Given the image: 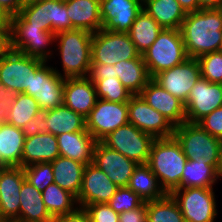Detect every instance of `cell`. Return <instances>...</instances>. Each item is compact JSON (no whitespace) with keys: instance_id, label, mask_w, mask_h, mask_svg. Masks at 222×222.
<instances>
[{"instance_id":"816d5d0a","label":"cell","mask_w":222,"mask_h":222,"mask_svg":"<svg viewBox=\"0 0 222 222\" xmlns=\"http://www.w3.org/2000/svg\"><path fill=\"white\" fill-rule=\"evenodd\" d=\"M185 13L196 12L202 9L198 0H177Z\"/></svg>"},{"instance_id":"b9f144b4","label":"cell","mask_w":222,"mask_h":222,"mask_svg":"<svg viewBox=\"0 0 222 222\" xmlns=\"http://www.w3.org/2000/svg\"><path fill=\"white\" fill-rule=\"evenodd\" d=\"M83 209L89 215L91 222H119V214L107 203L86 205Z\"/></svg>"},{"instance_id":"836d02e7","label":"cell","mask_w":222,"mask_h":222,"mask_svg":"<svg viewBox=\"0 0 222 222\" xmlns=\"http://www.w3.org/2000/svg\"><path fill=\"white\" fill-rule=\"evenodd\" d=\"M217 182V170L209 164L187 160L178 188H213Z\"/></svg>"},{"instance_id":"60d3db41","label":"cell","mask_w":222,"mask_h":222,"mask_svg":"<svg viewBox=\"0 0 222 222\" xmlns=\"http://www.w3.org/2000/svg\"><path fill=\"white\" fill-rule=\"evenodd\" d=\"M144 201L128 186L118 187L107 204L118 214L140 207Z\"/></svg>"},{"instance_id":"d6a6232c","label":"cell","mask_w":222,"mask_h":222,"mask_svg":"<svg viewBox=\"0 0 222 222\" xmlns=\"http://www.w3.org/2000/svg\"><path fill=\"white\" fill-rule=\"evenodd\" d=\"M162 27L143 9L137 15L128 34L136 46L137 51L142 55L155 42Z\"/></svg>"},{"instance_id":"44dd1931","label":"cell","mask_w":222,"mask_h":222,"mask_svg":"<svg viewBox=\"0 0 222 222\" xmlns=\"http://www.w3.org/2000/svg\"><path fill=\"white\" fill-rule=\"evenodd\" d=\"M154 110L166 117L174 126L186 122L185 104L162 88L153 78L140 93Z\"/></svg>"},{"instance_id":"681fc988","label":"cell","mask_w":222,"mask_h":222,"mask_svg":"<svg viewBox=\"0 0 222 222\" xmlns=\"http://www.w3.org/2000/svg\"><path fill=\"white\" fill-rule=\"evenodd\" d=\"M21 7V0H0V9H3L9 16L19 13Z\"/></svg>"},{"instance_id":"30bf717a","label":"cell","mask_w":222,"mask_h":222,"mask_svg":"<svg viewBox=\"0 0 222 222\" xmlns=\"http://www.w3.org/2000/svg\"><path fill=\"white\" fill-rule=\"evenodd\" d=\"M43 60L10 50L0 60V85L31 96L32 75Z\"/></svg>"},{"instance_id":"e0dca14e","label":"cell","mask_w":222,"mask_h":222,"mask_svg":"<svg viewBox=\"0 0 222 222\" xmlns=\"http://www.w3.org/2000/svg\"><path fill=\"white\" fill-rule=\"evenodd\" d=\"M23 167L0 168V218L19 222L20 191L25 180Z\"/></svg>"},{"instance_id":"d4e9b609","label":"cell","mask_w":222,"mask_h":222,"mask_svg":"<svg viewBox=\"0 0 222 222\" xmlns=\"http://www.w3.org/2000/svg\"><path fill=\"white\" fill-rule=\"evenodd\" d=\"M60 156L57 138L51 133L25 137L22 167L40 162H52Z\"/></svg>"},{"instance_id":"7c38bea8","label":"cell","mask_w":222,"mask_h":222,"mask_svg":"<svg viewBox=\"0 0 222 222\" xmlns=\"http://www.w3.org/2000/svg\"><path fill=\"white\" fill-rule=\"evenodd\" d=\"M153 79L186 104L192 88L201 79L199 63L196 58H187L183 63L159 72Z\"/></svg>"},{"instance_id":"9f6ffc18","label":"cell","mask_w":222,"mask_h":222,"mask_svg":"<svg viewBox=\"0 0 222 222\" xmlns=\"http://www.w3.org/2000/svg\"><path fill=\"white\" fill-rule=\"evenodd\" d=\"M22 1V5H28L34 2H38V1H43V0H21Z\"/></svg>"},{"instance_id":"4fadbf2b","label":"cell","mask_w":222,"mask_h":222,"mask_svg":"<svg viewBox=\"0 0 222 222\" xmlns=\"http://www.w3.org/2000/svg\"><path fill=\"white\" fill-rule=\"evenodd\" d=\"M128 118L129 123L155 139L174 136L175 126L161 113L149 106L140 94L130 97Z\"/></svg>"},{"instance_id":"9c48e42d","label":"cell","mask_w":222,"mask_h":222,"mask_svg":"<svg viewBox=\"0 0 222 222\" xmlns=\"http://www.w3.org/2000/svg\"><path fill=\"white\" fill-rule=\"evenodd\" d=\"M214 188H177L170 193L185 222H214L217 205Z\"/></svg>"},{"instance_id":"ba28073f","label":"cell","mask_w":222,"mask_h":222,"mask_svg":"<svg viewBox=\"0 0 222 222\" xmlns=\"http://www.w3.org/2000/svg\"><path fill=\"white\" fill-rule=\"evenodd\" d=\"M155 138L127 123L104 137L101 142L137 164H146Z\"/></svg>"},{"instance_id":"4dcf8cb0","label":"cell","mask_w":222,"mask_h":222,"mask_svg":"<svg viewBox=\"0 0 222 222\" xmlns=\"http://www.w3.org/2000/svg\"><path fill=\"white\" fill-rule=\"evenodd\" d=\"M46 125L48 133L58 136L63 133H72L86 130L85 118L64 104L47 110Z\"/></svg>"},{"instance_id":"3957f363","label":"cell","mask_w":222,"mask_h":222,"mask_svg":"<svg viewBox=\"0 0 222 222\" xmlns=\"http://www.w3.org/2000/svg\"><path fill=\"white\" fill-rule=\"evenodd\" d=\"M93 33L85 30H67L56 33L63 78L88 77L91 66V45Z\"/></svg>"},{"instance_id":"680465c9","label":"cell","mask_w":222,"mask_h":222,"mask_svg":"<svg viewBox=\"0 0 222 222\" xmlns=\"http://www.w3.org/2000/svg\"><path fill=\"white\" fill-rule=\"evenodd\" d=\"M219 51L222 52V41H221V45H220Z\"/></svg>"},{"instance_id":"ee69618b","label":"cell","mask_w":222,"mask_h":222,"mask_svg":"<svg viewBox=\"0 0 222 222\" xmlns=\"http://www.w3.org/2000/svg\"><path fill=\"white\" fill-rule=\"evenodd\" d=\"M47 110L39 108L34 118L25 124L22 131L25 137L34 136L40 133H48V126L46 125Z\"/></svg>"},{"instance_id":"ac0fdd59","label":"cell","mask_w":222,"mask_h":222,"mask_svg":"<svg viewBox=\"0 0 222 222\" xmlns=\"http://www.w3.org/2000/svg\"><path fill=\"white\" fill-rule=\"evenodd\" d=\"M118 186L94 163L85 165L78 195V207L96 203H107L115 194Z\"/></svg>"},{"instance_id":"52a82bcc","label":"cell","mask_w":222,"mask_h":222,"mask_svg":"<svg viewBox=\"0 0 222 222\" xmlns=\"http://www.w3.org/2000/svg\"><path fill=\"white\" fill-rule=\"evenodd\" d=\"M143 58L131 41L128 33L100 29L93 33L91 64L114 66L120 61Z\"/></svg>"},{"instance_id":"5b68a950","label":"cell","mask_w":222,"mask_h":222,"mask_svg":"<svg viewBox=\"0 0 222 222\" xmlns=\"http://www.w3.org/2000/svg\"><path fill=\"white\" fill-rule=\"evenodd\" d=\"M174 137L188 160L212 165L216 170L222 152V141L210 135L198 123L175 126Z\"/></svg>"},{"instance_id":"6da1fadb","label":"cell","mask_w":222,"mask_h":222,"mask_svg":"<svg viewBox=\"0 0 222 222\" xmlns=\"http://www.w3.org/2000/svg\"><path fill=\"white\" fill-rule=\"evenodd\" d=\"M179 30L189 58L219 51L222 41V8H202L187 13Z\"/></svg>"},{"instance_id":"f35d334b","label":"cell","mask_w":222,"mask_h":222,"mask_svg":"<svg viewBox=\"0 0 222 222\" xmlns=\"http://www.w3.org/2000/svg\"><path fill=\"white\" fill-rule=\"evenodd\" d=\"M25 178L37 190L43 192L50 184L54 183L51 162H40L23 167Z\"/></svg>"},{"instance_id":"11a10c76","label":"cell","mask_w":222,"mask_h":222,"mask_svg":"<svg viewBox=\"0 0 222 222\" xmlns=\"http://www.w3.org/2000/svg\"><path fill=\"white\" fill-rule=\"evenodd\" d=\"M219 178H222V152L220 154L219 165H218V168H217V180Z\"/></svg>"},{"instance_id":"9a60e30c","label":"cell","mask_w":222,"mask_h":222,"mask_svg":"<svg viewBox=\"0 0 222 222\" xmlns=\"http://www.w3.org/2000/svg\"><path fill=\"white\" fill-rule=\"evenodd\" d=\"M65 78L43 61L32 75L31 96L39 108L54 109L63 104Z\"/></svg>"},{"instance_id":"e575fe53","label":"cell","mask_w":222,"mask_h":222,"mask_svg":"<svg viewBox=\"0 0 222 222\" xmlns=\"http://www.w3.org/2000/svg\"><path fill=\"white\" fill-rule=\"evenodd\" d=\"M42 197L45 207L53 219L72 213L78 208L76 197L56 183L45 188Z\"/></svg>"},{"instance_id":"603a6c76","label":"cell","mask_w":222,"mask_h":222,"mask_svg":"<svg viewBox=\"0 0 222 222\" xmlns=\"http://www.w3.org/2000/svg\"><path fill=\"white\" fill-rule=\"evenodd\" d=\"M56 138L60 156L76 160L85 165L93 163L97 140L88 131L63 133L56 136Z\"/></svg>"},{"instance_id":"8d00e7d4","label":"cell","mask_w":222,"mask_h":222,"mask_svg":"<svg viewBox=\"0 0 222 222\" xmlns=\"http://www.w3.org/2000/svg\"><path fill=\"white\" fill-rule=\"evenodd\" d=\"M38 110V103L32 96L18 93L9 109L7 123L22 129L27 122L34 118Z\"/></svg>"},{"instance_id":"6f0895ef","label":"cell","mask_w":222,"mask_h":222,"mask_svg":"<svg viewBox=\"0 0 222 222\" xmlns=\"http://www.w3.org/2000/svg\"><path fill=\"white\" fill-rule=\"evenodd\" d=\"M142 5H144L148 0H138Z\"/></svg>"},{"instance_id":"8fae6325","label":"cell","mask_w":222,"mask_h":222,"mask_svg":"<svg viewBox=\"0 0 222 222\" xmlns=\"http://www.w3.org/2000/svg\"><path fill=\"white\" fill-rule=\"evenodd\" d=\"M85 120L86 130L97 141H101L109 133L129 123L128 103L97 99L94 108Z\"/></svg>"},{"instance_id":"8992f818","label":"cell","mask_w":222,"mask_h":222,"mask_svg":"<svg viewBox=\"0 0 222 222\" xmlns=\"http://www.w3.org/2000/svg\"><path fill=\"white\" fill-rule=\"evenodd\" d=\"M142 57L151 78L189 58L181 32L177 29H162L155 42L142 54Z\"/></svg>"},{"instance_id":"bcb514c9","label":"cell","mask_w":222,"mask_h":222,"mask_svg":"<svg viewBox=\"0 0 222 222\" xmlns=\"http://www.w3.org/2000/svg\"><path fill=\"white\" fill-rule=\"evenodd\" d=\"M119 222H147V202L136 209L120 213Z\"/></svg>"},{"instance_id":"1f68e13d","label":"cell","mask_w":222,"mask_h":222,"mask_svg":"<svg viewBox=\"0 0 222 222\" xmlns=\"http://www.w3.org/2000/svg\"><path fill=\"white\" fill-rule=\"evenodd\" d=\"M128 187L144 202L158 200L167 195L147 163L135 167Z\"/></svg>"},{"instance_id":"7a4b0ae2","label":"cell","mask_w":222,"mask_h":222,"mask_svg":"<svg viewBox=\"0 0 222 222\" xmlns=\"http://www.w3.org/2000/svg\"><path fill=\"white\" fill-rule=\"evenodd\" d=\"M187 160L180 143L173 136L154 140L147 164L161 187L170 194L180 186Z\"/></svg>"},{"instance_id":"5bb4252c","label":"cell","mask_w":222,"mask_h":222,"mask_svg":"<svg viewBox=\"0 0 222 222\" xmlns=\"http://www.w3.org/2000/svg\"><path fill=\"white\" fill-rule=\"evenodd\" d=\"M10 33L11 50L46 62L52 58L54 53L48 46L56 42V33L36 26H10Z\"/></svg>"},{"instance_id":"484cf974","label":"cell","mask_w":222,"mask_h":222,"mask_svg":"<svg viewBox=\"0 0 222 222\" xmlns=\"http://www.w3.org/2000/svg\"><path fill=\"white\" fill-rule=\"evenodd\" d=\"M25 135L22 129L9 123L0 128V167H22Z\"/></svg>"},{"instance_id":"ffe728a7","label":"cell","mask_w":222,"mask_h":222,"mask_svg":"<svg viewBox=\"0 0 222 222\" xmlns=\"http://www.w3.org/2000/svg\"><path fill=\"white\" fill-rule=\"evenodd\" d=\"M142 9L138 0H100L102 29L128 33Z\"/></svg>"},{"instance_id":"277c9868","label":"cell","mask_w":222,"mask_h":222,"mask_svg":"<svg viewBox=\"0 0 222 222\" xmlns=\"http://www.w3.org/2000/svg\"><path fill=\"white\" fill-rule=\"evenodd\" d=\"M10 26H36L54 33L72 30L65 0H43L22 5L19 13L10 16Z\"/></svg>"},{"instance_id":"83f0119b","label":"cell","mask_w":222,"mask_h":222,"mask_svg":"<svg viewBox=\"0 0 222 222\" xmlns=\"http://www.w3.org/2000/svg\"><path fill=\"white\" fill-rule=\"evenodd\" d=\"M51 165L54 183L77 198L80 193L85 164L59 156L51 162Z\"/></svg>"},{"instance_id":"74e56055","label":"cell","mask_w":222,"mask_h":222,"mask_svg":"<svg viewBox=\"0 0 222 222\" xmlns=\"http://www.w3.org/2000/svg\"><path fill=\"white\" fill-rule=\"evenodd\" d=\"M96 89L97 99L115 103H128L132 94L118 78L106 77L103 80H91Z\"/></svg>"},{"instance_id":"7dc6e473","label":"cell","mask_w":222,"mask_h":222,"mask_svg":"<svg viewBox=\"0 0 222 222\" xmlns=\"http://www.w3.org/2000/svg\"><path fill=\"white\" fill-rule=\"evenodd\" d=\"M106 77L115 78V69L112 65L91 64L88 78L90 80H103Z\"/></svg>"},{"instance_id":"7402d4cb","label":"cell","mask_w":222,"mask_h":222,"mask_svg":"<svg viewBox=\"0 0 222 222\" xmlns=\"http://www.w3.org/2000/svg\"><path fill=\"white\" fill-rule=\"evenodd\" d=\"M97 100L94 83L88 77L65 78L63 104L86 118Z\"/></svg>"},{"instance_id":"4316f807","label":"cell","mask_w":222,"mask_h":222,"mask_svg":"<svg viewBox=\"0 0 222 222\" xmlns=\"http://www.w3.org/2000/svg\"><path fill=\"white\" fill-rule=\"evenodd\" d=\"M19 200V222H52L54 220L45 207L42 192L26 179L23 181Z\"/></svg>"},{"instance_id":"f6af8a7d","label":"cell","mask_w":222,"mask_h":222,"mask_svg":"<svg viewBox=\"0 0 222 222\" xmlns=\"http://www.w3.org/2000/svg\"><path fill=\"white\" fill-rule=\"evenodd\" d=\"M17 92L14 90L7 89L6 87L0 85V123H7L8 113L10 107L17 96Z\"/></svg>"},{"instance_id":"c3c4849f","label":"cell","mask_w":222,"mask_h":222,"mask_svg":"<svg viewBox=\"0 0 222 222\" xmlns=\"http://www.w3.org/2000/svg\"><path fill=\"white\" fill-rule=\"evenodd\" d=\"M55 222H91L89 215L83 208L78 207L74 212L57 217Z\"/></svg>"},{"instance_id":"2e32d148","label":"cell","mask_w":222,"mask_h":222,"mask_svg":"<svg viewBox=\"0 0 222 222\" xmlns=\"http://www.w3.org/2000/svg\"><path fill=\"white\" fill-rule=\"evenodd\" d=\"M222 106V84L201 78L192 88L185 104L186 122L198 123Z\"/></svg>"},{"instance_id":"f5cc1de1","label":"cell","mask_w":222,"mask_h":222,"mask_svg":"<svg viewBox=\"0 0 222 222\" xmlns=\"http://www.w3.org/2000/svg\"><path fill=\"white\" fill-rule=\"evenodd\" d=\"M0 31H10V16L0 9Z\"/></svg>"},{"instance_id":"d590c367","label":"cell","mask_w":222,"mask_h":222,"mask_svg":"<svg viewBox=\"0 0 222 222\" xmlns=\"http://www.w3.org/2000/svg\"><path fill=\"white\" fill-rule=\"evenodd\" d=\"M147 222H185L178 204L170 194L147 202Z\"/></svg>"},{"instance_id":"f1b7e54d","label":"cell","mask_w":222,"mask_h":222,"mask_svg":"<svg viewBox=\"0 0 222 222\" xmlns=\"http://www.w3.org/2000/svg\"><path fill=\"white\" fill-rule=\"evenodd\" d=\"M115 78L132 94H140L151 79L143 58L120 61L113 66Z\"/></svg>"},{"instance_id":"7bdbcfd3","label":"cell","mask_w":222,"mask_h":222,"mask_svg":"<svg viewBox=\"0 0 222 222\" xmlns=\"http://www.w3.org/2000/svg\"><path fill=\"white\" fill-rule=\"evenodd\" d=\"M198 124L210 135L222 141V106L202 118Z\"/></svg>"},{"instance_id":"d6986e66","label":"cell","mask_w":222,"mask_h":222,"mask_svg":"<svg viewBox=\"0 0 222 222\" xmlns=\"http://www.w3.org/2000/svg\"><path fill=\"white\" fill-rule=\"evenodd\" d=\"M93 163L118 187H127L135 167V161L113 150L101 141L94 148Z\"/></svg>"},{"instance_id":"ab89813d","label":"cell","mask_w":222,"mask_h":222,"mask_svg":"<svg viewBox=\"0 0 222 222\" xmlns=\"http://www.w3.org/2000/svg\"><path fill=\"white\" fill-rule=\"evenodd\" d=\"M201 78L211 83L222 84V52L216 51L196 58Z\"/></svg>"},{"instance_id":"db71d44e","label":"cell","mask_w":222,"mask_h":222,"mask_svg":"<svg viewBox=\"0 0 222 222\" xmlns=\"http://www.w3.org/2000/svg\"><path fill=\"white\" fill-rule=\"evenodd\" d=\"M201 8H222V0H198Z\"/></svg>"},{"instance_id":"f907efd6","label":"cell","mask_w":222,"mask_h":222,"mask_svg":"<svg viewBox=\"0 0 222 222\" xmlns=\"http://www.w3.org/2000/svg\"><path fill=\"white\" fill-rule=\"evenodd\" d=\"M11 50L10 31H0V60Z\"/></svg>"},{"instance_id":"cb8c5ba5","label":"cell","mask_w":222,"mask_h":222,"mask_svg":"<svg viewBox=\"0 0 222 222\" xmlns=\"http://www.w3.org/2000/svg\"><path fill=\"white\" fill-rule=\"evenodd\" d=\"M72 30L95 33L102 28L100 0H65Z\"/></svg>"},{"instance_id":"f546056e","label":"cell","mask_w":222,"mask_h":222,"mask_svg":"<svg viewBox=\"0 0 222 222\" xmlns=\"http://www.w3.org/2000/svg\"><path fill=\"white\" fill-rule=\"evenodd\" d=\"M143 10L163 29L179 30L186 17L177 0H148L143 5Z\"/></svg>"}]
</instances>
